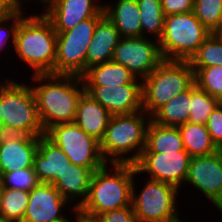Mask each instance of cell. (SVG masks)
Wrapping results in <instances>:
<instances>
[{"label":"cell","mask_w":222,"mask_h":222,"mask_svg":"<svg viewBox=\"0 0 222 222\" xmlns=\"http://www.w3.org/2000/svg\"><path fill=\"white\" fill-rule=\"evenodd\" d=\"M32 80L39 84L31 86V88L35 95L38 115L44 131L46 132L57 124L74 122L78 100L85 91L82 77L37 74L32 75ZM80 84L82 86H79Z\"/></svg>","instance_id":"cell-1"},{"label":"cell","mask_w":222,"mask_h":222,"mask_svg":"<svg viewBox=\"0 0 222 222\" xmlns=\"http://www.w3.org/2000/svg\"><path fill=\"white\" fill-rule=\"evenodd\" d=\"M57 32L52 22L42 13L20 20L14 50L18 57L37 74H54Z\"/></svg>","instance_id":"cell-2"},{"label":"cell","mask_w":222,"mask_h":222,"mask_svg":"<svg viewBox=\"0 0 222 222\" xmlns=\"http://www.w3.org/2000/svg\"><path fill=\"white\" fill-rule=\"evenodd\" d=\"M146 115L149 116L142 110L111 116L100 141V152L106 163L135 164L139 160L145 148L146 132L151 121V117L147 118ZM128 153H132L131 156L124 157Z\"/></svg>","instance_id":"cell-3"},{"label":"cell","mask_w":222,"mask_h":222,"mask_svg":"<svg viewBox=\"0 0 222 222\" xmlns=\"http://www.w3.org/2000/svg\"><path fill=\"white\" fill-rule=\"evenodd\" d=\"M111 165L114 169L111 170L112 174L108 171L107 163L93 172L88 199L81 207L83 211L100 215L131 206L132 183L137 175L136 167L127 163Z\"/></svg>","instance_id":"cell-4"},{"label":"cell","mask_w":222,"mask_h":222,"mask_svg":"<svg viewBox=\"0 0 222 222\" xmlns=\"http://www.w3.org/2000/svg\"><path fill=\"white\" fill-rule=\"evenodd\" d=\"M195 84V72L188 61L163 60L142 80V107L152 116L161 106Z\"/></svg>","instance_id":"cell-5"},{"label":"cell","mask_w":222,"mask_h":222,"mask_svg":"<svg viewBox=\"0 0 222 222\" xmlns=\"http://www.w3.org/2000/svg\"><path fill=\"white\" fill-rule=\"evenodd\" d=\"M210 34L193 11L167 15L158 41L162 58L189 61Z\"/></svg>","instance_id":"cell-6"},{"label":"cell","mask_w":222,"mask_h":222,"mask_svg":"<svg viewBox=\"0 0 222 222\" xmlns=\"http://www.w3.org/2000/svg\"><path fill=\"white\" fill-rule=\"evenodd\" d=\"M94 16L68 31L57 32L54 74L82 76L86 72V54L98 20Z\"/></svg>","instance_id":"cell-7"},{"label":"cell","mask_w":222,"mask_h":222,"mask_svg":"<svg viewBox=\"0 0 222 222\" xmlns=\"http://www.w3.org/2000/svg\"><path fill=\"white\" fill-rule=\"evenodd\" d=\"M5 83V84H4ZM2 84V124L26 131L30 136H44L37 103L31 85L8 78Z\"/></svg>","instance_id":"cell-8"},{"label":"cell","mask_w":222,"mask_h":222,"mask_svg":"<svg viewBox=\"0 0 222 222\" xmlns=\"http://www.w3.org/2000/svg\"><path fill=\"white\" fill-rule=\"evenodd\" d=\"M132 183L131 205L137 222H173L178 217V188L161 181L148 179L140 193L135 191Z\"/></svg>","instance_id":"cell-9"},{"label":"cell","mask_w":222,"mask_h":222,"mask_svg":"<svg viewBox=\"0 0 222 222\" xmlns=\"http://www.w3.org/2000/svg\"><path fill=\"white\" fill-rule=\"evenodd\" d=\"M45 136L61 148L75 165L94 172L106 164L100 152V142L75 122L54 125L45 132Z\"/></svg>","instance_id":"cell-10"},{"label":"cell","mask_w":222,"mask_h":222,"mask_svg":"<svg viewBox=\"0 0 222 222\" xmlns=\"http://www.w3.org/2000/svg\"><path fill=\"white\" fill-rule=\"evenodd\" d=\"M151 41L146 36L122 37L112 61L126 67L136 78L140 77L139 80H144L164 60L158 40Z\"/></svg>","instance_id":"cell-11"},{"label":"cell","mask_w":222,"mask_h":222,"mask_svg":"<svg viewBox=\"0 0 222 222\" xmlns=\"http://www.w3.org/2000/svg\"><path fill=\"white\" fill-rule=\"evenodd\" d=\"M191 156L187 151L141 153L134 164L137 174L148 173L150 179L171 184L179 189L185 184Z\"/></svg>","instance_id":"cell-12"},{"label":"cell","mask_w":222,"mask_h":222,"mask_svg":"<svg viewBox=\"0 0 222 222\" xmlns=\"http://www.w3.org/2000/svg\"><path fill=\"white\" fill-rule=\"evenodd\" d=\"M186 183L200 190L222 213V152L191 157Z\"/></svg>","instance_id":"cell-13"},{"label":"cell","mask_w":222,"mask_h":222,"mask_svg":"<svg viewBox=\"0 0 222 222\" xmlns=\"http://www.w3.org/2000/svg\"><path fill=\"white\" fill-rule=\"evenodd\" d=\"M135 78L121 86H84L85 91L111 115L142 111V82Z\"/></svg>","instance_id":"cell-14"},{"label":"cell","mask_w":222,"mask_h":222,"mask_svg":"<svg viewBox=\"0 0 222 222\" xmlns=\"http://www.w3.org/2000/svg\"><path fill=\"white\" fill-rule=\"evenodd\" d=\"M97 3L96 0H50L43 14L55 31H68L83 20L103 16V6Z\"/></svg>","instance_id":"cell-15"},{"label":"cell","mask_w":222,"mask_h":222,"mask_svg":"<svg viewBox=\"0 0 222 222\" xmlns=\"http://www.w3.org/2000/svg\"><path fill=\"white\" fill-rule=\"evenodd\" d=\"M68 201L50 183H38L29 191V201L23 222H55L65 218L60 214Z\"/></svg>","instance_id":"cell-16"},{"label":"cell","mask_w":222,"mask_h":222,"mask_svg":"<svg viewBox=\"0 0 222 222\" xmlns=\"http://www.w3.org/2000/svg\"><path fill=\"white\" fill-rule=\"evenodd\" d=\"M68 156L45 135L39 138L33 168L39 183H50L58 179L70 164Z\"/></svg>","instance_id":"cell-17"},{"label":"cell","mask_w":222,"mask_h":222,"mask_svg":"<svg viewBox=\"0 0 222 222\" xmlns=\"http://www.w3.org/2000/svg\"><path fill=\"white\" fill-rule=\"evenodd\" d=\"M121 35L106 15L97 22L93 38L86 54V70L92 66L112 61Z\"/></svg>","instance_id":"cell-18"},{"label":"cell","mask_w":222,"mask_h":222,"mask_svg":"<svg viewBox=\"0 0 222 222\" xmlns=\"http://www.w3.org/2000/svg\"><path fill=\"white\" fill-rule=\"evenodd\" d=\"M111 114L84 91L77 103L74 122L99 142L103 139Z\"/></svg>","instance_id":"cell-19"},{"label":"cell","mask_w":222,"mask_h":222,"mask_svg":"<svg viewBox=\"0 0 222 222\" xmlns=\"http://www.w3.org/2000/svg\"><path fill=\"white\" fill-rule=\"evenodd\" d=\"M92 174L93 171L90 168L70 163L52 185L69 203L74 201L75 198L80 199L73 208H81L88 199Z\"/></svg>","instance_id":"cell-20"},{"label":"cell","mask_w":222,"mask_h":222,"mask_svg":"<svg viewBox=\"0 0 222 222\" xmlns=\"http://www.w3.org/2000/svg\"><path fill=\"white\" fill-rule=\"evenodd\" d=\"M40 137L29 136L22 141L0 143V176L15 169L33 168Z\"/></svg>","instance_id":"cell-21"},{"label":"cell","mask_w":222,"mask_h":222,"mask_svg":"<svg viewBox=\"0 0 222 222\" xmlns=\"http://www.w3.org/2000/svg\"><path fill=\"white\" fill-rule=\"evenodd\" d=\"M103 11L118 29L121 37L142 36L140 12L136 0H117L114 7L112 4H104Z\"/></svg>","instance_id":"cell-22"},{"label":"cell","mask_w":222,"mask_h":222,"mask_svg":"<svg viewBox=\"0 0 222 222\" xmlns=\"http://www.w3.org/2000/svg\"><path fill=\"white\" fill-rule=\"evenodd\" d=\"M186 151L178 126H163L150 121L142 153Z\"/></svg>","instance_id":"cell-23"},{"label":"cell","mask_w":222,"mask_h":222,"mask_svg":"<svg viewBox=\"0 0 222 222\" xmlns=\"http://www.w3.org/2000/svg\"><path fill=\"white\" fill-rule=\"evenodd\" d=\"M81 77L84 86H121L136 78L126 67L113 61L92 66Z\"/></svg>","instance_id":"cell-24"},{"label":"cell","mask_w":222,"mask_h":222,"mask_svg":"<svg viewBox=\"0 0 222 222\" xmlns=\"http://www.w3.org/2000/svg\"><path fill=\"white\" fill-rule=\"evenodd\" d=\"M178 128L184 148L191 157L210 155L219 151L206 125L186 122Z\"/></svg>","instance_id":"cell-25"},{"label":"cell","mask_w":222,"mask_h":222,"mask_svg":"<svg viewBox=\"0 0 222 222\" xmlns=\"http://www.w3.org/2000/svg\"><path fill=\"white\" fill-rule=\"evenodd\" d=\"M191 106V88L176 95L161 106L152 116L151 120L163 126H179L189 120Z\"/></svg>","instance_id":"cell-26"},{"label":"cell","mask_w":222,"mask_h":222,"mask_svg":"<svg viewBox=\"0 0 222 222\" xmlns=\"http://www.w3.org/2000/svg\"><path fill=\"white\" fill-rule=\"evenodd\" d=\"M139 12L140 22L142 28V36L154 35V39L161 38L164 28L165 15L162 11L161 0H136ZM149 32V33H148Z\"/></svg>","instance_id":"cell-27"},{"label":"cell","mask_w":222,"mask_h":222,"mask_svg":"<svg viewBox=\"0 0 222 222\" xmlns=\"http://www.w3.org/2000/svg\"><path fill=\"white\" fill-rule=\"evenodd\" d=\"M29 201V191L2 187L1 217L12 222H23Z\"/></svg>","instance_id":"cell-28"},{"label":"cell","mask_w":222,"mask_h":222,"mask_svg":"<svg viewBox=\"0 0 222 222\" xmlns=\"http://www.w3.org/2000/svg\"><path fill=\"white\" fill-rule=\"evenodd\" d=\"M221 101L200 89L196 84L191 87V106L188 122L206 125L210 114Z\"/></svg>","instance_id":"cell-29"},{"label":"cell","mask_w":222,"mask_h":222,"mask_svg":"<svg viewBox=\"0 0 222 222\" xmlns=\"http://www.w3.org/2000/svg\"><path fill=\"white\" fill-rule=\"evenodd\" d=\"M191 67L222 66V38L211 33L188 61Z\"/></svg>","instance_id":"cell-30"},{"label":"cell","mask_w":222,"mask_h":222,"mask_svg":"<svg viewBox=\"0 0 222 222\" xmlns=\"http://www.w3.org/2000/svg\"><path fill=\"white\" fill-rule=\"evenodd\" d=\"M193 13L211 33L222 28V0H194Z\"/></svg>","instance_id":"cell-31"},{"label":"cell","mask_w":222,"mask_h":222,"mask_svg":"<svg viewBox=\"0 0 222 222\" xmlns=\"http://www.w3.org/2000/svg\"><path fill=\"white\" fill-rule=\"evenodd\" d=\"M191 68L195 72V84L222 102V66Z\"/></svg>","instance_id":"cell-32"},{"label":"cell","mask_w":222,"mask_h":222,"mask_svg":"<svg viewBox=\"0 0 222 222\" xmlns=\"http://www.w3.org/2000/svg\"><path fill=\"white\" fill-rule=\"evenodd\" d=\"M38 183L34 168L15 169L0 176L1 186L9 189L30 191Z\"/></svg>","instance_id":"cell-33"},{"label":"cell","mask_w":222,"mask_h":222,"mask_svg":"<svg viewBox=\"0 0 222 222\" xmlns=\"http://www.w3.org/2000/svg\"><path fill=\"white\" fill-rule=\"evenodd\" d=\"M22 9L23 8H20L14 15H12L9 18L0 19V51H1V49L3 50L4 47H6L8 39L10 37H11L10 39L12 40V45L14 48L16 32H17L20 20L24 17L23 16L24 12H22L23 11ZM8 21L13 22L11 27L4 26L5 23L7 24ZM8 28H10V29H8Z\"/></svg>","instance_id":"cell-34"},{"label":"cell","mask_w":222,"mask_h":222,"mask_svg":"<svg viewBox=\"0 0 222 222\" xmlns=\"http://www.w3.org/2000/svg\"><path fill=\"white\" fill-rule=\"evenodd\" d=\"M207 130L216 145V147L222 149V102L210 114L206 123Z\"/></svg>","instance_id":"cell-35"},{"label":"cell","mask_w":222,"mask_h":222,"mask_svg":"<svg viewBox=\"0 0 222 222\" xmlns=\"http://www.w3.org/2000/svg\"><path fill=\"white\" fill-rule=\"evenodd\" d=\"M194 0H161L162 11L165 16L193 11Z\"/></svg>","instance_id":"cell-36"},{"label":"cell","mask_w":222,"mask_h":222,"mask_svg":"<svg viewBox=\"0 0 222 222\" xmlns=\"http://www.w3.org/2000/svg\"><path fill=\"white\" fill-rule=\"evenodd\" d=\"M98 216L101 222H137L132 205L122 209L108 211Z\"/></svg>","instance_id":"cell-37"},{"label":"cell","mask_w":222,"mask_h":222,"mask_svg":"<svg viewBox=\"0 0 222 222\" xmlns=\"http://www.w3.org/2000/svg\"><path fill=\"white\" fill-rule=\"evenodd\" d=\"M30 135L19 128L2 124L0 126V143L26 140Z\"/></svg>","instance_id":"cell-38"},{"label":"cell","mask_w":222,"mask_h":222,"mask_svg":"<svg viewBox=\"0 0 222 222\" xmlns=\"http://www.w3.org/2000/svg\"><path fill=\"white\" fill-rule=\"evenodd\" d=\"M21 7L16 0H0V19H6L14 15Z\"/></svg>","instance_id":"cell-39"},{"label":"cell","mask_w":222,"mask_h":222,"mask_svg":"<svg viewBox=\"0 0 222 222\" xmlns=\"http://www.w3.org/2000/svg\"><path fill=\"white\" fill-rule=\"evenodd\" d=\"M74 214H75V219H77V222H101L100 218L98 215H93L90 213H87L83 211L81 208H73Z\"/></svg>","instance_id":"cell-40"},{"label":"cell","mask_w":222,"mask_h":222,"mask_svg":"<svg viewBox=\"0 0 222 222\" xmlns=\"http://www.w3.org/2000/svg\"><path fill=\"white\" fill-rule=\"evenodd\" d=\"M3 110H2V85L0 86V126L2 125L3 120Z\"/></svg>","instance_id":"cell-41"},{"label":"cell","mask_w":222,"mask_h":222,"mask_svg":"<svg viewBox=\"0 0 222 222\" xmlns=\"http://www.w3.org/2000/svg\"><path fill=\"white\" fill-rule=\"evenodd\" d=\"M22 1L24 0H16V3L22 8ZM43 3V6H45L50 0H39Z\"/></svg>","instance_id":"cell-42"},{"label":"cell","mask_w":222,"mask_h":222,"mask_svg":"<svg viewBox=\"0 0 222 222\" xmlns=\"http://www.w3.org/2000/svg\"><path fill=\"white\" fill-rule=\"evenodd\" d=\"M2 186L0 184V217H1Z\"/></svg>","instance_id":"cell-43"},{"label":"cell","mask_w":222,"mask_h":222,"mask_svg":"<svg viewBox=\"0 0 222 222\" xmlns=\"http://www.w3.org/2000/svg\"><path fill=\"white\" fill-rule=\"evenodd\" d=\"M55 222H71V221L69 220V218H64L62 220H58V221H55ZM72 222H74V220Z\"/></svg>","instance_id":"cell-44"},{"label":"cell","mask_w":222,"mask_h":222,"mask_svg":"<svg viewBox=\"0 0 222 222\" xmlns=\"http://www.w3.org/2000/svg\"><path fill=\"white\" fill-rule=\"evenodd\" d=\"M0 222H12V221H9V220H7L5 218L0 217Z\"/></svg>","instance_id":"cell-45"},{"label":"cell","mask_w":222,"mask_h":222,"mask_svg":"<svg viewBox=\"0 0 222 222\" xmlns=\"http://www.w3.org/2000/svg\"><path fill=\"white\" fill-rule=\"evenodd\" d=\"M217 33L222 38V28Z\"/></svg>","instance_id":"cell-46"}]
</instances>
